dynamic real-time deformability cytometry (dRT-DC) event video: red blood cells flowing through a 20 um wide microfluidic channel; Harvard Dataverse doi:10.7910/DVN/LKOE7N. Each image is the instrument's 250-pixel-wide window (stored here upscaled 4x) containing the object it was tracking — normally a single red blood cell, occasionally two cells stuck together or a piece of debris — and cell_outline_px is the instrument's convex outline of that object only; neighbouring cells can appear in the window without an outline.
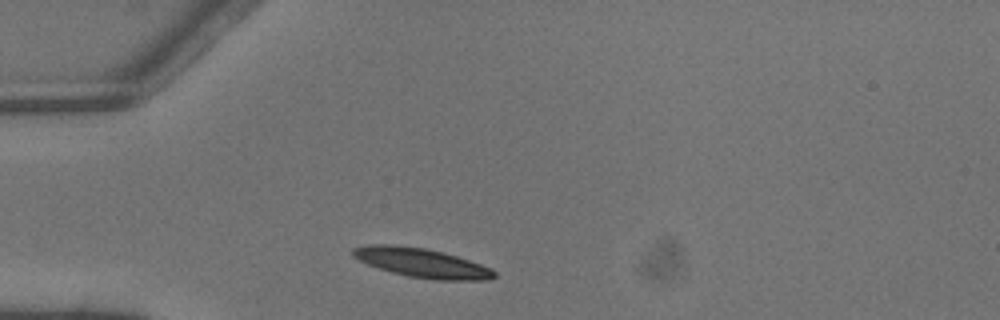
{"species": "common noctule bat (a hibernating species)", "species_latin": "Nyctalus noctula", "temperature_condition": "warm", "stored_images_in_passage": 1, "camera_frame_rate_fps": 3000, "um_per_image_px": 0.085, "animal": {"sex": "male", "body_mass_g": 13.3}, "frame": {"image": 1, "passage_image": 1, "time_ms": 0.0, "image_size_px": [1000, 320], "cell_outline_px": [[496, 276], [488, 280], [436, 280], [408, 276], [392, 272], [368, 264], [352, 256], [352, 248], [372, 244], [388, 244], [424, 248], [456, 256], [492, 268], [496, 272]], "centroid_in_image_um": [35.86, 22.35], "position_along_channel_um": 49.1, "area_um2": 23.76}}